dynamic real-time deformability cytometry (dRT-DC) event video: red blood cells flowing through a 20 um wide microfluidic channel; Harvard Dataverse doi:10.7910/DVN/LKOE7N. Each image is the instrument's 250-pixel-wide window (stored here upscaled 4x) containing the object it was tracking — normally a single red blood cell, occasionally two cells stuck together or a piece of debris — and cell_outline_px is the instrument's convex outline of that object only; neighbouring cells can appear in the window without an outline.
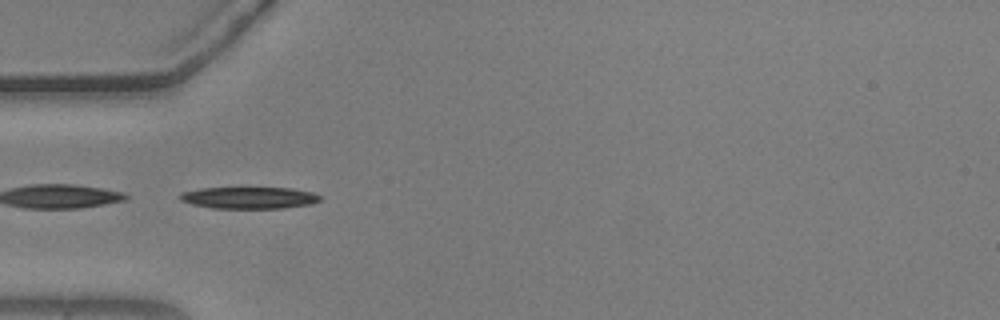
{"species": "common noctule bat (a hibernating species)", "species_latin": "Nyctalus noctula", "temperature_condition": "warm", "stored_images_in_passage": 39, "camera_frame_rate_fps": 3000, "um_per_image_px": 0.085, "animal": {"sex": "male", "body_mass_g": 20.5, "forearm_length_mm": 52.5}, "frame": {"image": 1, "passage_image": 1, "time_ms": 0.0, "image_size_px": [1000, 320], "cell_outline_px": [[320, 200], [312, 204], [284, 208], [212, 208], [192, 204], [180, 200], [180, 192], [200, 188], [292, 188], [312, 192], [320, 196]], "centroid_in_image_um": [21.17, 16.81], "position_along_channel_um": 63.8, "area_um2": 17.74}}
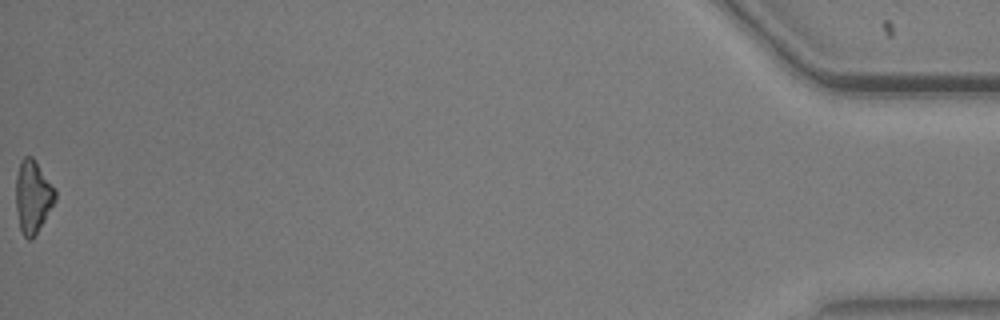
{"frame": {"image": 2, "passage_image": 39, "time_ms": 12.667, "image_size_px": [1000, 320], "cell_outline_px": [[56, 200], [32, 240], [28, 240], [24, 236], [20, 228], [16, 208], [16, 176], [20, 160], [24, 156], [32, 156], [56, 188]], "centroid_in_image_um": [2.79, 16.69], "position_along_channel_um": 432.4, "area_um2": 16.7}}